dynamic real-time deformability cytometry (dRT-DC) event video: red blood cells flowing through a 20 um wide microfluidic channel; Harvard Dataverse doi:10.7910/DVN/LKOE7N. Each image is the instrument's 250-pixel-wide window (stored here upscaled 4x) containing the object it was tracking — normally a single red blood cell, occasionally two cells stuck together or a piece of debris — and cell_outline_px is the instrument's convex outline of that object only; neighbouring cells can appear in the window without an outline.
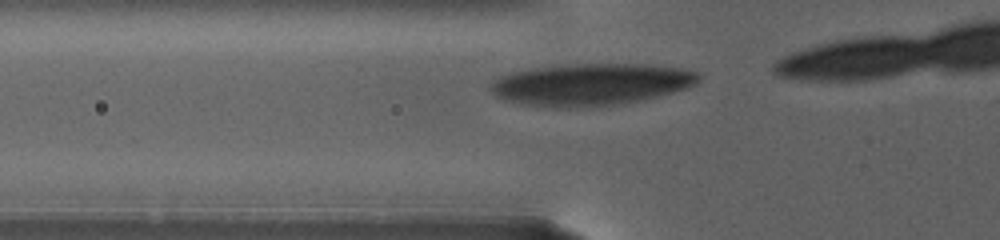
{"species": "human", "species_latin": "Homo sapiens", "temperature_condition": "warm", "stored_images_in_passage": 8, "camera_frame_rate_fps": 3000, "um_per_image_px": 0.085, "donor": {"sex": "female"}, "frame": {"image": 1, "passage_image": 3, "time_ms": 1.0, "image_size_px": [1000, 240], "cell_outline_px": [[700, 80], [696, 84], [688, 88], [640, 100], [592, 108], [552, 108], [524, 104], [500, 100], [492, 92], [492, 80], [508, 72], [528, 68], [568, 64], [644, 64], [680, 68], [700, 72]], "centroid_in_image_um": [50.19, 7.18], "position_along_channel_um": 75.6, "area_um2": 51.5}}
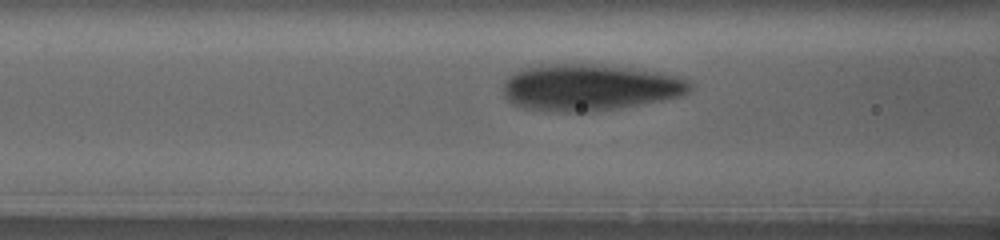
{"frame": {"image": 2, "passage_image": 6, "time_ms": 2.667, "image_size_px": [1000, 240], "cell_outline_px": [[692, 88], [688, 92], [680, 96], [660, 100], [616, 108], [588, 112], [544, 112], [524, 108], [508, 100], [504, 96], [504, 80], [508, 76], [520, 68], [540, 64], [600, 64], [640, 68], [660, 72], [684, 80], [692, 84]], "centroid_in_image_um": [50.04, 7.42], "position_along_channel_um": 116.6, "area_um2": 50.98}}